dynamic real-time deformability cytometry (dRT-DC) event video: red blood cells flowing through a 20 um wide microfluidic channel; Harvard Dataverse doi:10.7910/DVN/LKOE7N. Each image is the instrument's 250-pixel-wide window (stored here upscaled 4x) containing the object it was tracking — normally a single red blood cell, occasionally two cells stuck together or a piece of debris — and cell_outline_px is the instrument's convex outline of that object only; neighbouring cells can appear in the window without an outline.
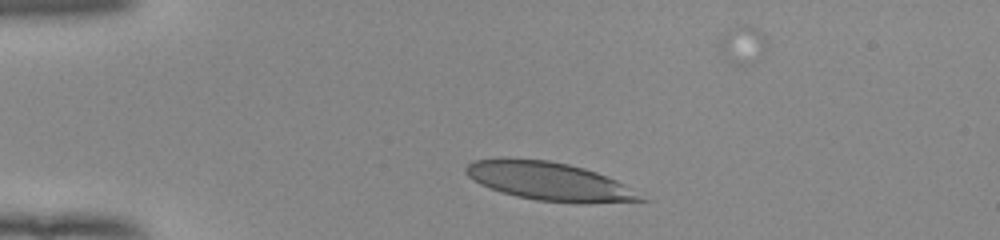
{"species": "human", "species_latin": "Homo sapiens", "temperature_condition": "room temperature", "stored_images_in_passage": 39, "camera_frame_rate_fps": 3000, "um_per_image_px": 0.085, "donor": {"sex": "female"}, "frame": {"image": 1, "passage_image": 6, "time_ms": 1.667, "image_size_px": [1000, 240], "cell_outline_px": [[652, 200], [588, 204], [536, 200], [516, 196], [500, 192], [488, 188], [472, 180], [464, 172], [464, 168], [472, 160], [504, 156], [548, 160], [568, 164], [584, 168], [608, 176], [624, 184]], "centroid_in_image_um": [46.66, 15.4], "position_along_channel_um": 38.3, "area_um2": 39.94}}
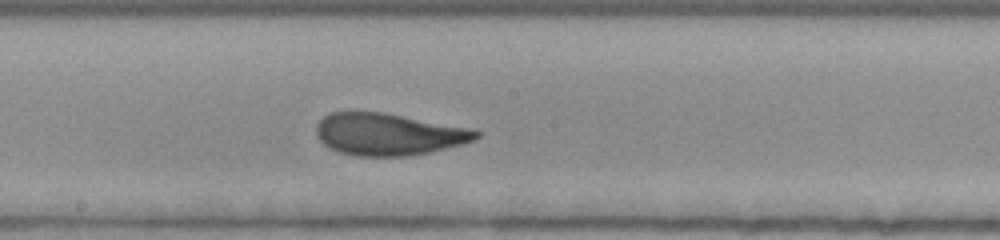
{"frame": {"image": 2, "passage_image": 23, "time_ms": 7.333, "image_size_px": [1000, 240], "cell_outline_px": [[480, 136], [472, 140], [460, 144], [432, 152], [408, 156], [356, 156], [340, 152], [328, 148], [316, 136], [316, 124], [324, 116], [332, 112], [384, 112], [464, 128], [480, 132]], "centroid_in_image_um": [32.93, 11.42], "position_along_channel_um": 215.3, "area_um2": 38.67}}
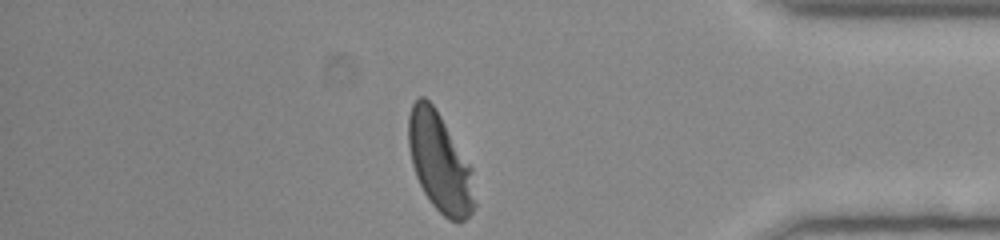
{"frame": {"image": 3, "passage_image": 39, "time_ms": 12.667, "image_size_px": [1000, 240], "cell_outline_px": [[476, 204], [472, 212], [460, 224], [448, 220], [432, 204], [424, 192], [416, 176], [412, 164], [408, 144], [408, 116], [412, 104], [420, 96], [424, 96], [436, 108], [472, 168]], "centroid_in_image_um": [37.39, 13.84], "position_along_channel_um": 397.8, "area_um2": 38.26}, "authors_computed_cell_mechanics": {"area_um2": 39.1306, "velocity_mm_per_s": 3.9169, "shape_relaxation_time_tau1_ms": 4.4895, "shape_relaxation_time_tau2_ms": 0.742, "deformation_change_tau1": 0.1874, "deformation_change_tau2": 0.0617}}